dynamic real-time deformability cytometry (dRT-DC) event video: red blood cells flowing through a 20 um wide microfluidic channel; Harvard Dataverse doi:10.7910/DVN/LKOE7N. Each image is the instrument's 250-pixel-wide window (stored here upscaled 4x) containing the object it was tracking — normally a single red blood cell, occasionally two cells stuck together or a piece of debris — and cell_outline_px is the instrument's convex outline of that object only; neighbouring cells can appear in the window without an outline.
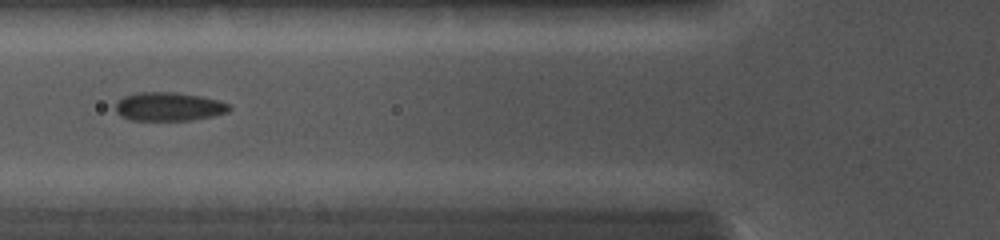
{"species": "common noctule bat (a hibernating species)", "species_latin": "Nyctalus noctula", "temperature_condition": "cold", "stored_images_in_passage": 13, "camera_frame_rate_fps": 5000, "um_per_image_px": 0.085, "animal": {"sex": "female", "body_mass_g": 19.0, "forearm_length_mm": 56.7}, "frame": {"image": 1, "passage_image": 10, "time_ms": 4.4, "image_size_px": [1000, 240], "cell_outline_px": [[232, 108], [228, 112], [212, 116], [188, 120], [132, 120], [120, 116], [116, 112], [116, 104], [124, 96], [136, 92], [176, 92], [200, 96], [216, 100], [228, 104]], "centroid_in_image_um": [14.33, 9.06], "position_along_channel_um": 111.5, "area_um2": 18.84}}